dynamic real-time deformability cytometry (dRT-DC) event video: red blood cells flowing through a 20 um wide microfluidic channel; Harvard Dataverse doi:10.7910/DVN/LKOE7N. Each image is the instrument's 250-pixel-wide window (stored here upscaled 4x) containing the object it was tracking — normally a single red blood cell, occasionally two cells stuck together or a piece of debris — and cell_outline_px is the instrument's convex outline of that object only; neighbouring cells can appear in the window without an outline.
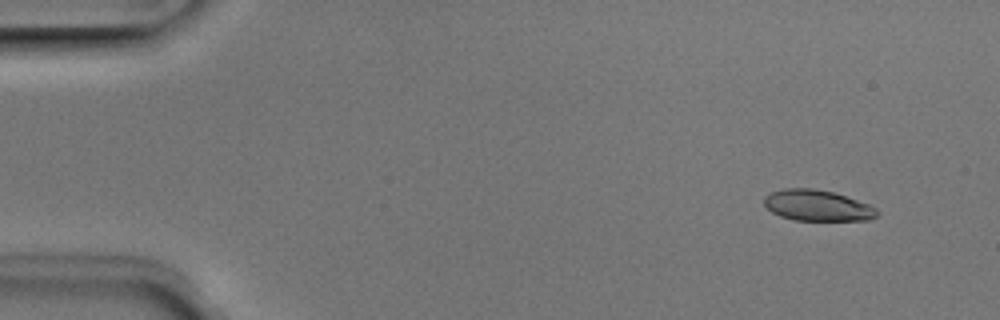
{"species": "Egyptian fruit bat (a non-hibernating species)", "species_latin": "Rousettus aegyptiacus", "temperature_condition": "room temperature", "stored_images_in_passage": 3, "camera_frame_rate_fps": 3000, "um_per_image_px": 0.085, "animal": {"sex": "male"}, "frame": {"image": 1, "passage_image": 1, "time_ms": 0.0, "image_size_px": [1000, 320], "cell_outline_px": [[876, 216], [868, 220], [796, 220], [780, 216], [772, 212], [764, 204], [764, 196], [772, 192], [784, 188], [812, 188], [832, 192], [872, 204], [876, 208]], "centroid_in_image_um": [69.47, 17.46], "position_along_channel_um": 15.5, "area_um2": 20.29}}